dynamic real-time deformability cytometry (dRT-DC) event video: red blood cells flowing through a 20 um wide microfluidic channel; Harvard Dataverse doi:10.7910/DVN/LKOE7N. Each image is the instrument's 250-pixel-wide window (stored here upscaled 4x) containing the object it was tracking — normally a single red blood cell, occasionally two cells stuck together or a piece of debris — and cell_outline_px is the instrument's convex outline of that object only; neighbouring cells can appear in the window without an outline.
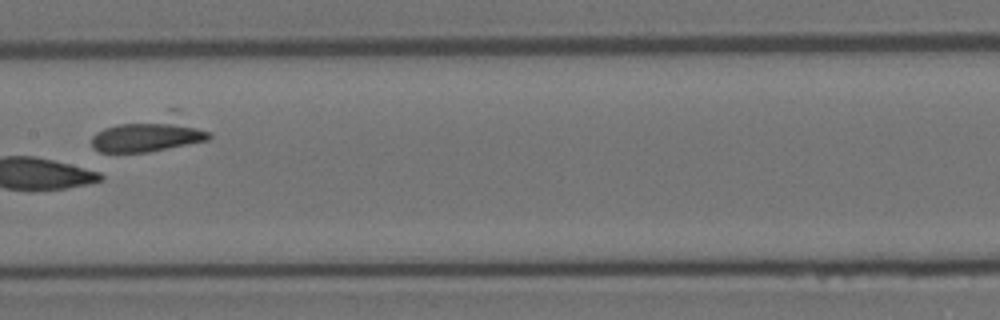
{"species": "Egyptian fruit bat (a non-hibernating species)", "species_latin": "Rousettus aegyptiacus", "temperature_condition": "room temperature", "stored_images_in_passage": 10, "camera_frame_rate_fps": 3000, "um_per_image_px": 0.085, "animal": {"sex": "female"}, "frame": {"image": 1, "passage_image": 10, "time_ms": 3.0, "image_size_px": [1000, 320], "cell_outline_px": [[212, 136], [208, 140], [148, 152], [100, 152], [92, 148], [92, 136], [96, 132], [104, 128], [168, 108], [176, 108], [208, 132]], "centroid_in_image_um": [12.76, 11.33], "position_along_channel_um": 194.6, "area_um2": 24.85}}